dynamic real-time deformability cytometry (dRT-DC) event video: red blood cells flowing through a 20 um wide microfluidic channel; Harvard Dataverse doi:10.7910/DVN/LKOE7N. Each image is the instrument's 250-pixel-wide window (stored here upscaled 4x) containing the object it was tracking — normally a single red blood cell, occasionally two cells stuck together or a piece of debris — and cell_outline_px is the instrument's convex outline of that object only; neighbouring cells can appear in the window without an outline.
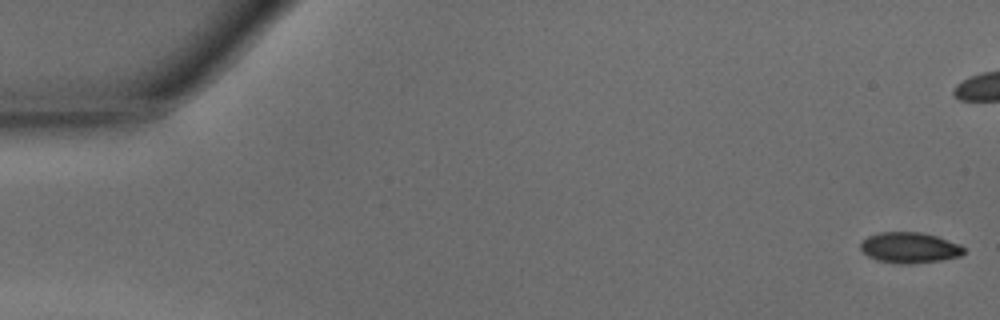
{"species": "common noctule bat (a hibernating species)", "species_latin": "Nyctalus noctula", "temperature_condition": "warm", "stored_images_in_passage": 39, "camera_frame_rate_fps": 3000, "um_per_image_px": 0.085, "animal": {"sex": "male", "body_mass_g": 15.6}, "frame": {"image": 1, "passage_image": 1, "time_ms": 0.0, "image_size_px": [1000, 320], "cell_outline_px": [[964, 252], [960, 256], [940, 260], [912, 264], [896, 264], [876, 260], [868, 256], [860, 248], [860, 244], [868, 236], [880, 232], [920, 232], [936, 236], [960, 244], [964, 248]], "centroid_in_image_um": [77.3, 21.06], "position_along_channel_um": 7.7, "area_um2": 18.5}}
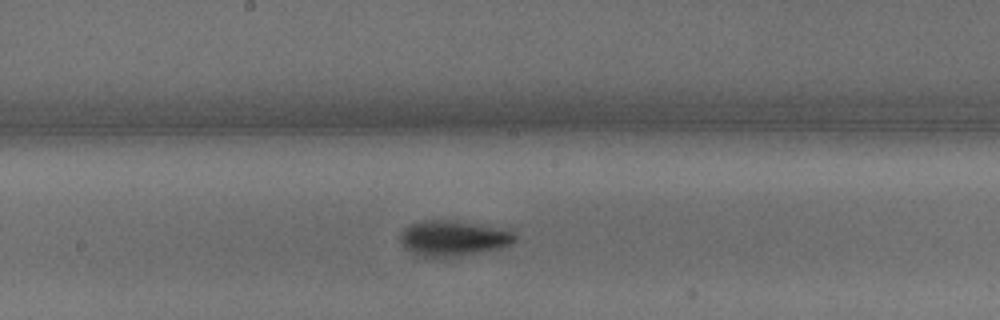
{"frame": {"image": 2, "passage_image": 25, "time_ms": 8.0, "image_size_px": [1000, 320], "cell_outline_px": [[516, 240], [512, 244], [500, 248], [444, 260], [436, 260], [420, 256], [404, 248], [400, 240], [400, 232], [408, 224], [428, 220], [456, 220], [512, 232], [516, 236]], "centroid_in_image_um": [38.45, 20.3], "position_along_channel_um": 209.8, "area_um2": 24.16}}
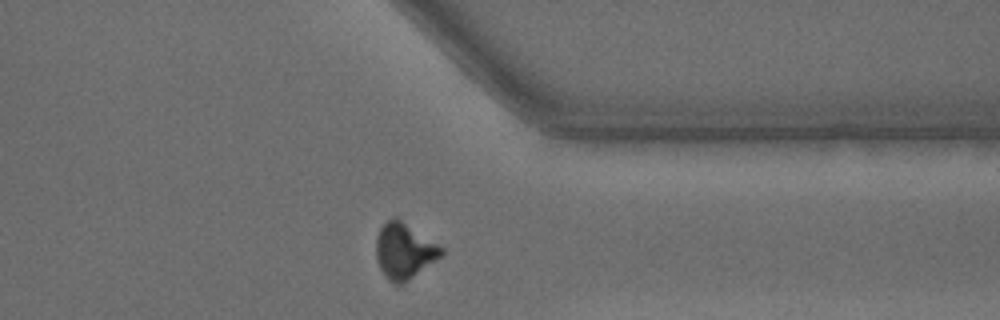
{"frame": {"image": 3, "passage_image": 37, "time_ms": 12.0, "image_size_px": [1000, 320], "cell_outline_px": [[444, 256], [408, 280], [400, 284], [392, 284], [384, 276], [376, 260], [376, 236], [380, 228], [392, 216], [396, 216], [444, 248]], "centroid_in_image_um": [34.36, 21.33], "position_along_channel_um": 377.0, "area_um2": 21.44}}